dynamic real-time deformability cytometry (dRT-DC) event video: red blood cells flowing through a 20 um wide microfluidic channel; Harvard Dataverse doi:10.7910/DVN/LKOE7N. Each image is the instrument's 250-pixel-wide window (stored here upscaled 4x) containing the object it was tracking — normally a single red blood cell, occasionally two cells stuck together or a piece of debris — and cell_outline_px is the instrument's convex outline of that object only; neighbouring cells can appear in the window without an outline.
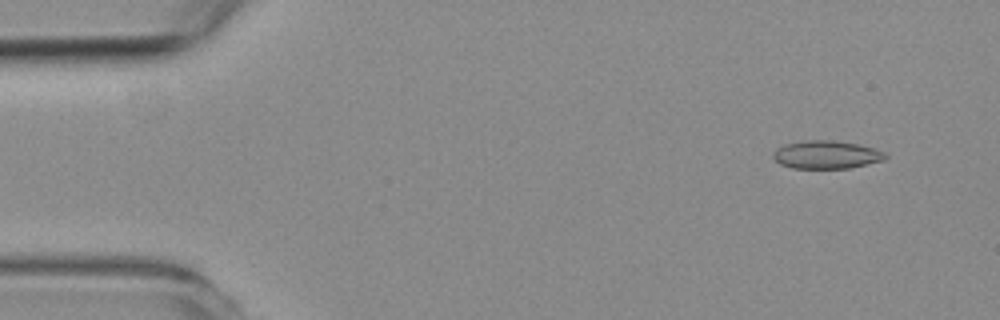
{"species": "common noctule bat (a hibernating species)", "species_latin": "Nyctalus noctula", "temperature_condition": "room temperature", "stored_images_in_passage": 58, "camera_frame_rate_fps": 3000, "um_per_image_px": 0.085, "animal": {"sex": "female", "body_mass_g": 19.3, "forearm_length_mm": 54.1}, "frame": {"image": 1, "passage_image": 5, "time_ms": 1.333, "image_size_px": [1000, 320], "cell_outline_px": [[888, 156], [884, 160], [848, 168], [792, 168], [780, 164], [772, 156], [772, 152], [776, 148], [784, 144], [804, 140], [832, 140], [856, 144], [888, 152]], "centroid_in_image_um": [70.22, 13.14], "position_along_channel_um": 14.8, "area_um2": 18.38}}
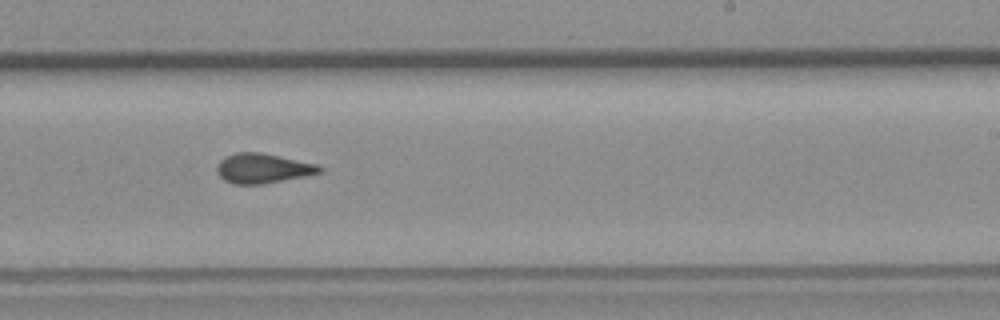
{"frame": {"image": 2, "passage_image": 35, "time_ms": 11.333, "image_size_px": [1000, 320], "cell_outline_px": [[324, 172], [264, 184], [232, 184], [224, 180], [216, 172], [216, 168], [220, 160], [236, 152], [260, 152], [316, 164], [324, 168]], "centroid_in_image_um": [22.34, 14.32], "position_along_channel_um": 266.7, "area_um2": 17.74}}
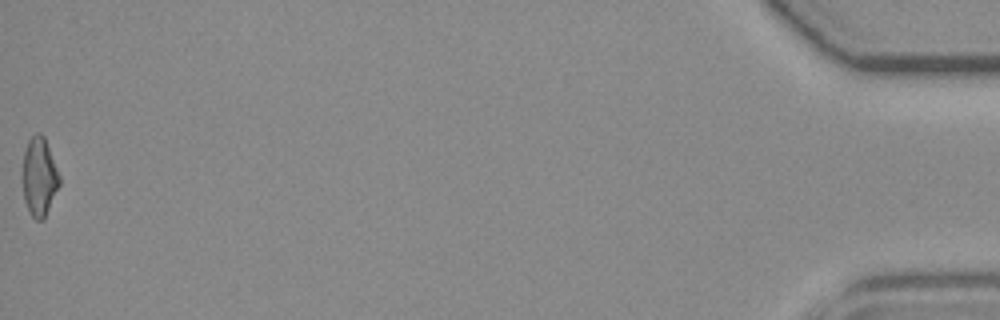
{"frame": {"image": 3, "passage_image": 58, "time_ms": 19.0, "image_size_px": [1000, 320], "cell_outline_px": [[60, 184], [44, 220], [36, 220], [32, 216], [24, 200], [20, 176], [20, 172], [24, 152], [28, 140], [36, 132], [40, 132], [44, 136], [60, 176]], "centroid_in_image_um": [3.3, 15.02], "position_along_channel_um": 431.9, "area_um2": 17.34}, "authors_computed_cell_mechanics": {"area_um2": 17.6001, "velocity_mm_per_s": 3.5664, "shape_relaxation_time_tau1_ms": null, "shape_relaxation_time_tau2_ms": 2.4148, "deformation_change_tau1": null, "deformation_change_tau2": 0.0827}}